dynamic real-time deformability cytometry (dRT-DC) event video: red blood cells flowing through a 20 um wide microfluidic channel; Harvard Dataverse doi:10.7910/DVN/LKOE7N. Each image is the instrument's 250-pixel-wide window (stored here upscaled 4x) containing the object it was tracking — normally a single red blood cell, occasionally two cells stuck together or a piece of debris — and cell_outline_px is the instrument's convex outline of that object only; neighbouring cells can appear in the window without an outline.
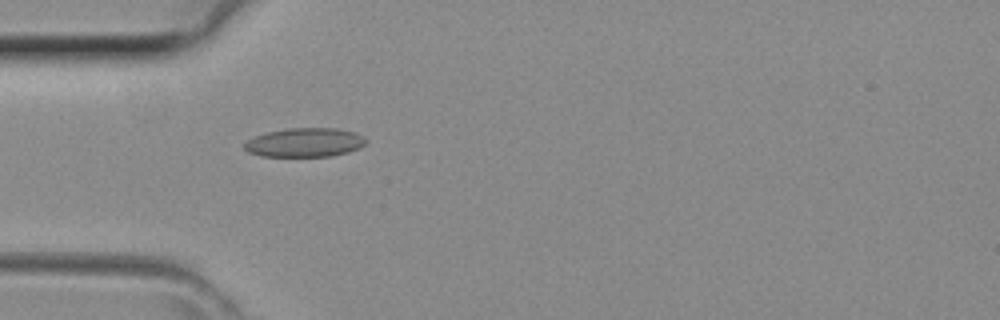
{"species": "common noctule bat (a hibernating species)", "species_latin": "Nyctalus noctula", "temperature_condition": "room temperature", "stored_images_in_passage": 40, "camera_frame_rate_fps": 3000, "um_per_image_px": 0.085, "animal": {"sex": "female", "body_mass_g": 29.2, "forearm_length_mm": 56.3}, "frame": {"image": 1, "passage_image": 10, "time_ms": 3.0, "image_size_px": [1000, 320], "cell_outline_px": [[368, 140], [360, 148], [348, 152], [332, 156], [260, 156], [248, 152], [244, 148], [244, 144], [248, 140], [256, 136], [268, 132], [284, 128], [336, 128], [356, 132], [364, 136]], "centroid_in_image_um": [25.94, 12.11], "position_along_channel_um": 59.1, "area_um2": 20.63}}
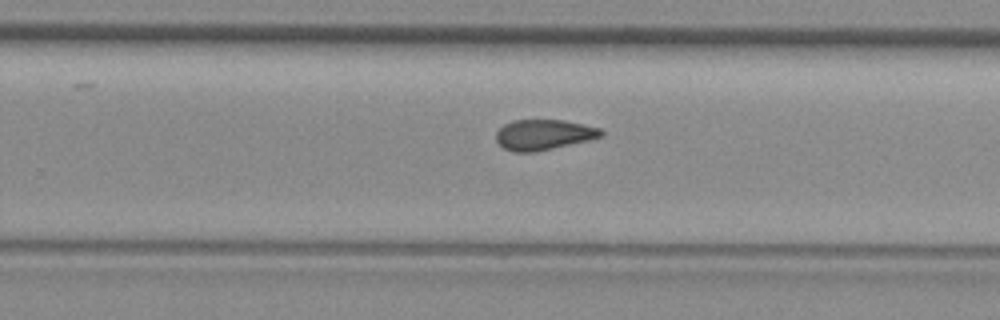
{"frame": {"image": 2, "passage_image": 24, "time_ms": 7.667, "image_size_px": [1000, 320], "cell_outline_px": [[604, 132], [600, 136], [588, 140], [552, 148], [532, 152], [512, 152], [504, 148], [496, 140], [496, 132], [504, 124], [512, 120], [564, 120], [600, 128]], "centroid_in_image_um": [46.17, 11.44], "position_along_channel_um": 283.6, "area_um2": 18.38}}
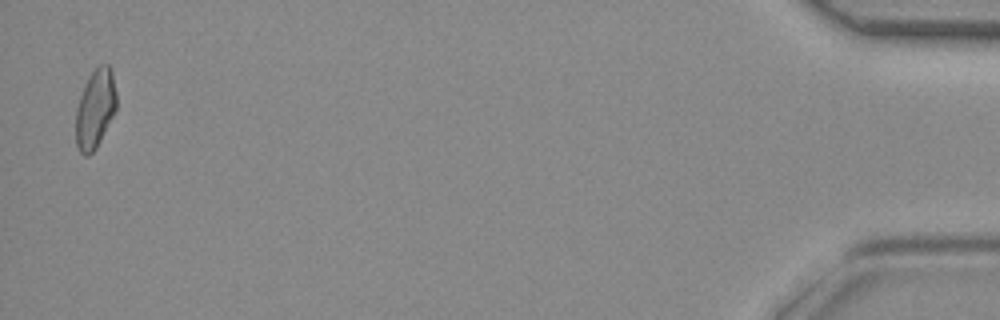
{"frame": {"image": 3, "passage_image": 39, "time_ms": 12.667, "image_size_px": [1000, 320], "cell_outline_px": [[116, 108], [96, 148], [88, 156], [84, 156], [80, 152], [76, 144], [76, 108], [84, 84], [88, 76], [100, 64], [108, 64], [112, 72], [116, 92]], "centroid_in_image_um": [8.08, 9.24], "position_along_channel_um": 427.1, "area_um2": 18.55}}